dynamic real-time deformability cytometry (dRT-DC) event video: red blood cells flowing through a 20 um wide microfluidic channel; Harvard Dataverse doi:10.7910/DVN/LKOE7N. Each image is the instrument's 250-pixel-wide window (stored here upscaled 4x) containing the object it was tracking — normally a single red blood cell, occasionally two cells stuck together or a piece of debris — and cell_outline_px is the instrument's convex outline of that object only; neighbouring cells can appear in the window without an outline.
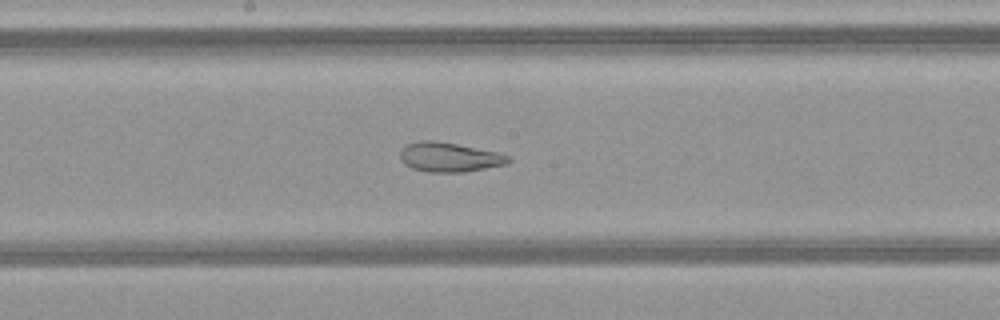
{"species": "common noctule bat (a hibernating species)", "species_latin": "Nyctalus noctula", "temperature_condition": "warm", "stored_images_in_passage": 50, "camera_frame_rate_fps": 3000, "um_per_image_px": 0.085, "animal": {"sex": "female", "body_mass_g": 21.9}, "frame": {"image": 1, "passage_image": 27, "time_ms": 8.667, "image_size_px": [1000, 320], "cell_outline_px": [[512, 160], [508, 164], [464, 172], [428, 172], [412, 168], [404, 164], [400, 160], [400, 148], [404, 144], [420, 140], [436, 140], [496, 152], [512, 156]], "centroid_in_image_um": [38.17, 13.35], "position_along_channel_um": 210.0, "area_um2": 18.84}}
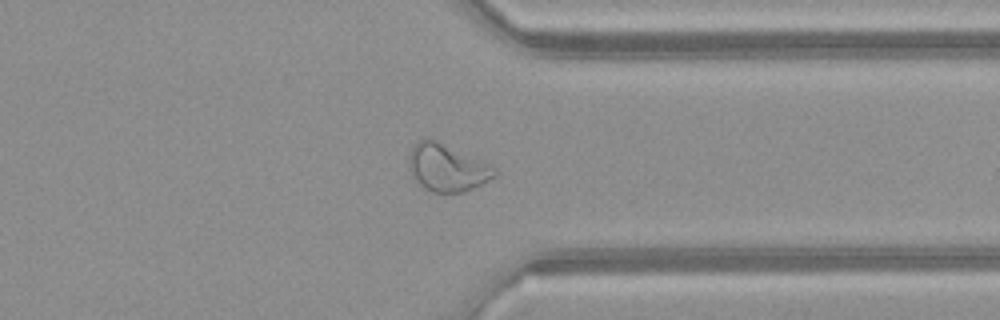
{"frame": {"image": 2, "passage_image": 39, "time_ms": 12.667, "image_size_px": [1000, 320], "cell_outline_px": [[500, 172], [496, 176], [464, 192], [432, 192], [424, 188], [412, 176], [408, 164], [408, 156], [416, 140], [428, 136], [484, 160], [496, 168]], "centroid_in_image_um": [38.0, 14.21], "position_along_channel_um": 373.4, "area_um2": 24.1}}
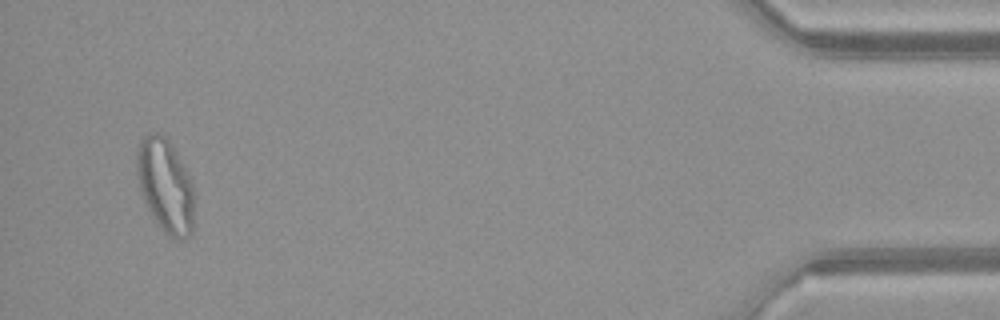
{"frame": {"image": 3, "passage_image": 48, "time_ms": 15.667, "image_size_px": [1000, 320], "cell_outline_px": [[192, 232], [188, 236], [176, 240], [168, 236], [152, 216], [140, 192], [136, 172], [136, 152], [140, 140], [144, 136], [152, 132], [160, 132], [172, 144], [188, 172], [192, 184]], "centroid_in_image_um": [14.02, 15.73], "position_along_channel_um": 421.2, "area_um2": 31.27}, "authors_computed_cell_mechanics": {"area_um2": 26.588, "velocity_mm_per_s": 4.1356, "shape_relaxation_time_tau1_ms": null, "shape_relaxation_time_tau2_ms": 1.6203, "deformation_change_tau1": null, "deformation_change_tau2": 0.089}}